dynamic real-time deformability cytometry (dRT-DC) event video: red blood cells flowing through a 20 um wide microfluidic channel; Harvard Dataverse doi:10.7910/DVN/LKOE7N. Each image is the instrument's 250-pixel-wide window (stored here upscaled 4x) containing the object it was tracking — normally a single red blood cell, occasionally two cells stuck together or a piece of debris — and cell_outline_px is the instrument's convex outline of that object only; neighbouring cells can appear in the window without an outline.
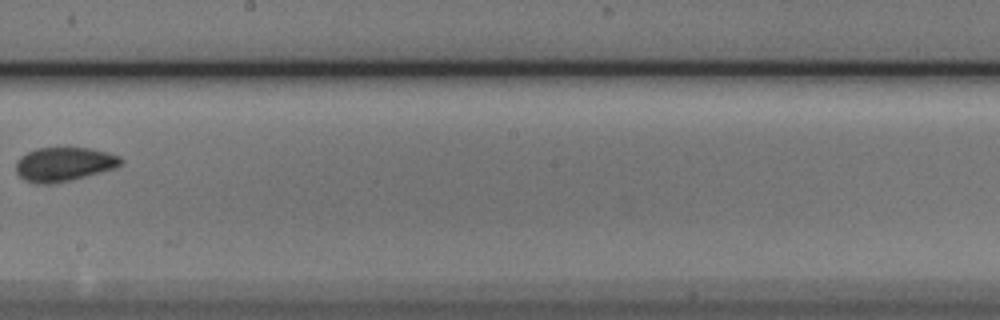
{"species": "Egyptian fruit bat (a non-hibernating species)", "species_latin": "Rousettus aegyptiacus", "temperature_condition": "cold", "stored_images_in_passage": 6, "camera_frame_rate_fps": 3000, "um_per_image_px": 0.085, "animal": {"sex": "male"}, "frame": {"image": 1, "passage_image": 5, "time_ms": 1.333, "image_size_px": [1000, 320], "cell_outline_px": [[124, 160], [116, 168], [52, 184], [36, 184], [24, 180], [16, 172], [16, 160], [20, 156], [36, 148], [92, 148], [108, 152], [120, 156]], "centroid_in_image_um": [5.42, 13.95], "position_along_channel_um": 242.8, "area_um2": 20.81}}
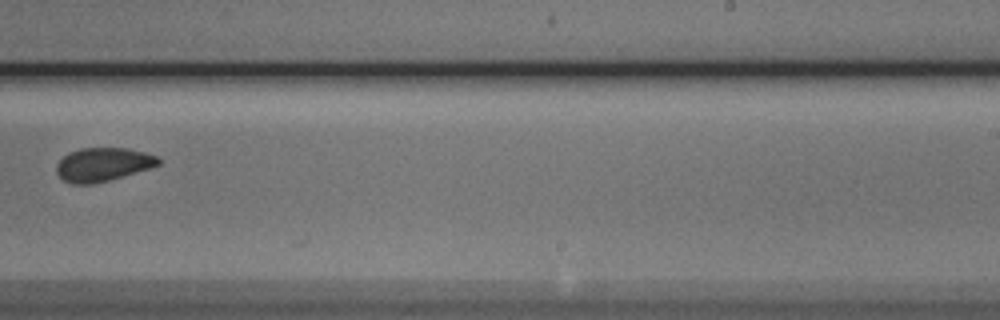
{"frame": {"image": 2, "passage_image": 6, "time_ms": 1.667, "image_size_px": [1000, 320], "cell_outline_px": [[160, 164], [152, 168], [108, 180], [92, 184], [72, 184], [64, 180], [56, 172], [56, 164], [68, 152], [80, 148], [128, 148], [144, 152], [156, 156], [160, 160]], "centroid_in_image_um": [8.74, 13.97], "position_along_channel_um": 280.3, "area_um2": 19.94}}